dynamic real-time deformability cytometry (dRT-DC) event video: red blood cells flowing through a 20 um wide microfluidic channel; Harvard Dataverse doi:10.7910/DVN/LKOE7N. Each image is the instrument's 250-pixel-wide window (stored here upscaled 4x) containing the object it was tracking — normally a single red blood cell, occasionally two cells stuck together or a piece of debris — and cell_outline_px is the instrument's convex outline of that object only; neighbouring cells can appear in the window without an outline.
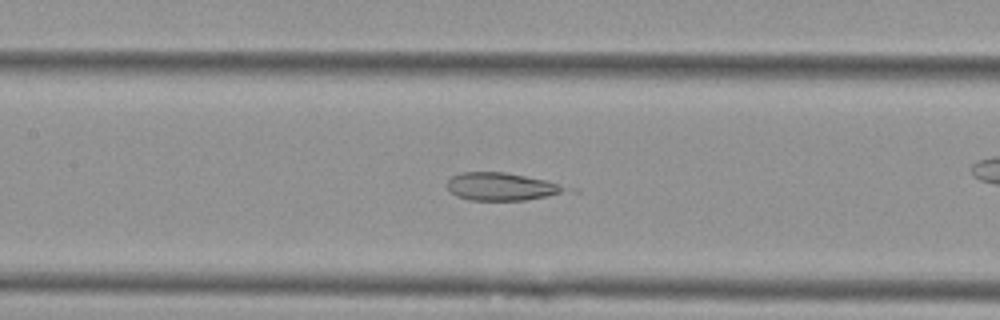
{"species": "Egyptian fruit bat (a non-hibernating species)", "species_latin": "Rousettus aegyptiacus", "temperature_condition": "cold", "stored_images_in_passage": 44, "camera_frame_rate_fps": 3000, "um_per_image_px": 0.085, "animal": {"sex": "female"}, "frame": {"image": 1, "passage_image": 26, "time_ms": 8.333, "image_size_px": [1000, 320], "cell_outline_px": [[580, 192], [528, 200], [468, 200], [456, 196], [448, 188], [448, 180], [452, 176], [460, 172], [504, 172], [544, 180], [580, 188]], "centroid_in_image_um": [42.87, 15.88], "position_along_channel_um": 164.5, "area_um2": 20.0}}
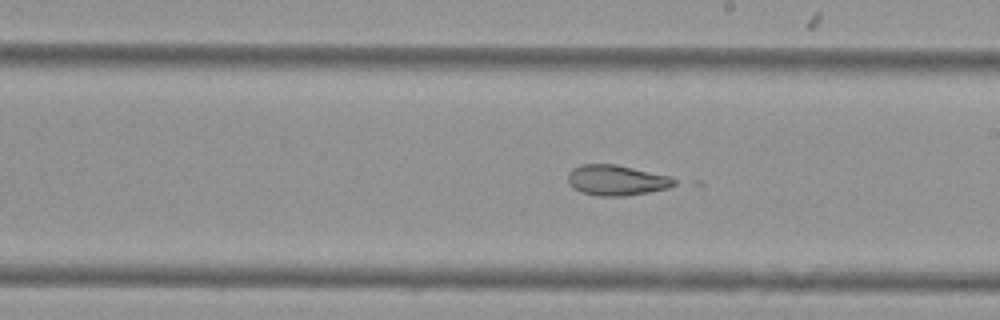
{"frame": {"image": 2, "passage_image": 32, "time_ms": 10.333, "image_size_px": [1000, 320], "cell_outline_px": [[676, 184], [668, 188], [648, 192], [624, 196], [600, 196], [580, 192], [572, 188], [568, 180], [568, 172], [572, 168], [580, 164], [616, 164], [668, 176], [676, 180]], "centroid_in_image_um": [52.36, 15.32], "position_along_channel_um": 236.6, "area_um2": 18.84}}